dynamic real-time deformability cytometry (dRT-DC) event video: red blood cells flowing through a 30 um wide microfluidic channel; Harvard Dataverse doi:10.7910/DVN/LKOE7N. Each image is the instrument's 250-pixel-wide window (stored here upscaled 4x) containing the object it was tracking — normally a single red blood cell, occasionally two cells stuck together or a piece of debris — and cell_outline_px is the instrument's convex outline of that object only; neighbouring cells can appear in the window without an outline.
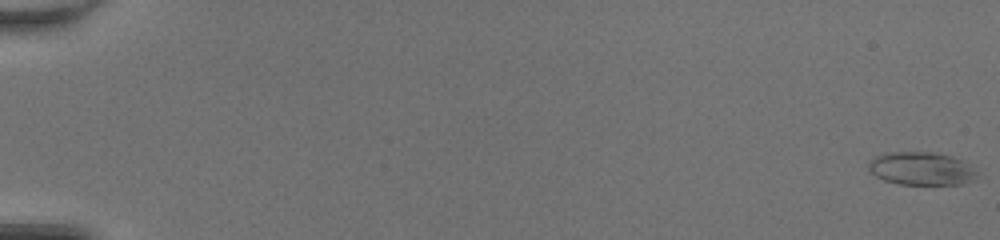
{"species": "common noctule bat (a hibernating species)", "species_latin": "Nyctalus noctula", "temperature_condition": "room temperature", "stored_images_in_passage": 51, "camera_frame_rate_fps": 3000, "um_per_image_px": 0.085, "animal": {"sex": "female", "body_mass_g": 20.0, "forearm_length_mm": 54.0}, "frame": {"image": 1, "passage_image": 1, "time_ms": 0.0, "image_size_px": [1000, 240], "cell_outline_px": [[976, 172], [968, 180], [960, 184], [900, 184], [884, 180], [876, 176], [868, 168], [868, 164], [876, 156], [884, 152], [932, 152], [952, 156], [968, 164]], "centroid_in_image_um": [78.23, 14.31], "position_along_channel_um": 6.8, "area_um2": 20.4}}
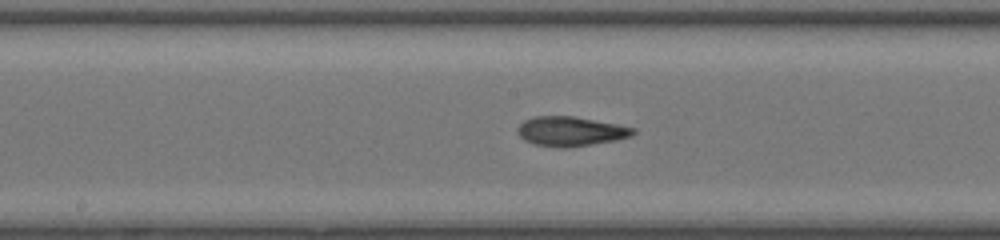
{"frame": {"image": 2, "passage_image": 29, "time_ms": 9.333, "image_size_px": [1000, 240], "cell_outline_px": [[636, 132], [632, 136], [616, 140], [564, 148], [560, 148], [532, 144], [524, 140], [520, 136], [520, 124], [524, 120], [532, 116], [572, 116], [616, 124], [636, 128]], "centroid_in_image_um": [48.51, 11.16], "position_along_channel_um": 199.7, "area_um2": 19.71}}
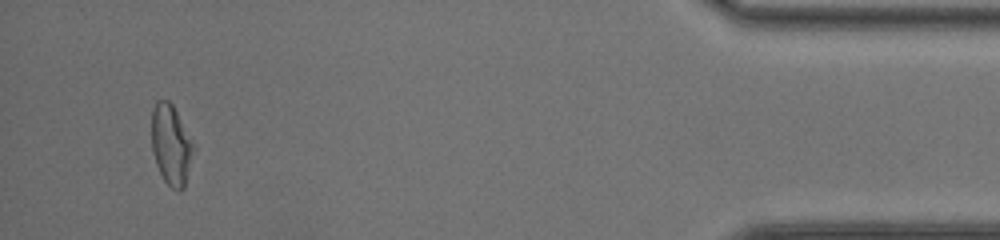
{"frame": {"image": 3, "passage_image": 49, "time_ms": 16.0, "image_size_px": [1000, 240], "cell_outline_px": [[196, 148], [184, 188], [180, 192], [176, 192], [164, 180], [156, 164], [152, 152], [152, 108], [156, 100], [168, 100], [172, 104]], "centroid_in_image_um": [14.55, 12.34], "position_along_channel_um": 420.6, "area_um2": 19.77}, "authors_computed_cell_mechanics": {"area_um2": 20.1144, "velocity_mm_per_s": 4.2697, "shape_relaxation_time_tau1_ms": 6.9619, "shape_relaxation_time_tau2_ms": 1.8139, "deformation_change_tau1": 0.2476, "deformation_change_tau2": 0.0989}}